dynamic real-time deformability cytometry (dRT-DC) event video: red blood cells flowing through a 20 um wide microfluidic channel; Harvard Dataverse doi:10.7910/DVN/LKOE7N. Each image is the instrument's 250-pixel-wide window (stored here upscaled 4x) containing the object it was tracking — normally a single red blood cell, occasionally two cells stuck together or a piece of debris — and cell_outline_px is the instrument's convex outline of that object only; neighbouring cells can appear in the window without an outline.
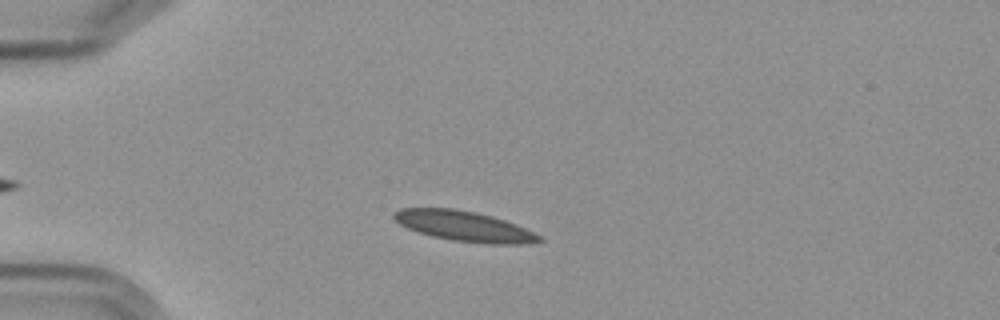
{"species": "Egyptian fruit bat (a non-hibernating species)", "species_latin": "Rousettus aegyptiacus", "temperature_condition": "cold", "stored_images_in_passage": 7, "camera_frame_rate_fps": 3000, "um_per_image_px": 0.085, "frame": {"image": 1, "passage_image": 4, "time_ms": 3.333, "image_size_px": [1000, 320], "cell_outline_px": [[544, 240], [524, 244], [484, 244], [452, 240], [432, 236], [416, 232], [400, 224], [392, 216], [392, 212], [400, 208], [452, 208], [476, 212], [492, 216], [516, 224], [540, 236]], "centroid_in_image_um": [39.42, 19.22], "position_along_channel_um": 45.6, "area_um2": 25.61}}
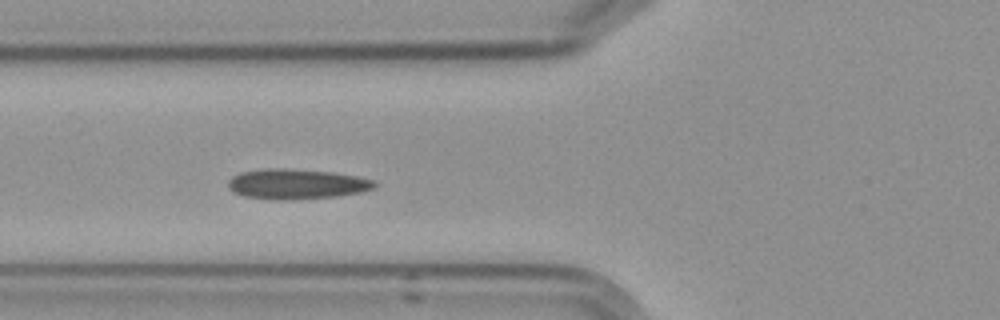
{"frame": {"image": 2, "passage_image": 6, "time_ms": 5.667, "image_size_px": [1000, 320], "cell_outline_px": [[376, 188], [360, 192], [336, 196], [296, 200], [276, 200], [244, 196], [232, 192], [228, 188], [228, 180], [232, 176], [240, 172], [264, 168], [284, 168], [332, 172], [356, 176], [376, 180]], "centroid_in_image_um": [25.19, 15.64], "position_along_channel_um": 100.6, "area_um2": 26.01}}
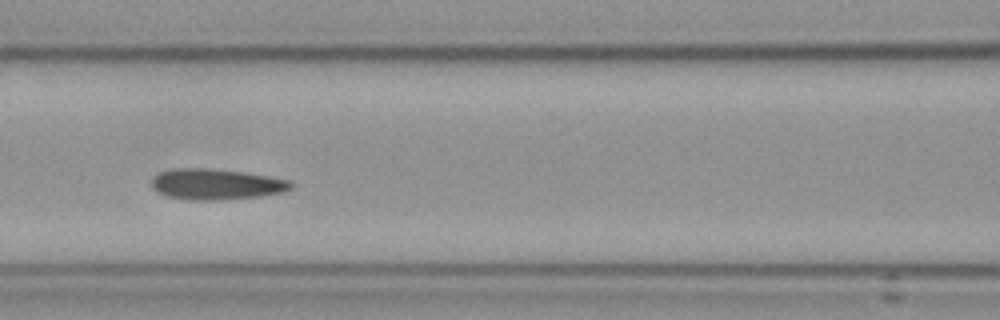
{"frame": {"image": 3, "passage_image": 7, "time_ms": 7.0, "image_size_px": [1000, 320], "cell_outline_px": [[292, 188], [284, 192], [260, 196], [224, 200], [188, 200], [168, 196], [156, 192], [152, 188], [152, 180], [160, 172], [176, 168], [204, 168], [240, 172], [268, 176], [288, 180], [292, 184]], "centroid_in_image_um": [18.36, 15.67], "position_along_channel_um": 148.2, "area_um2": 24.85}}